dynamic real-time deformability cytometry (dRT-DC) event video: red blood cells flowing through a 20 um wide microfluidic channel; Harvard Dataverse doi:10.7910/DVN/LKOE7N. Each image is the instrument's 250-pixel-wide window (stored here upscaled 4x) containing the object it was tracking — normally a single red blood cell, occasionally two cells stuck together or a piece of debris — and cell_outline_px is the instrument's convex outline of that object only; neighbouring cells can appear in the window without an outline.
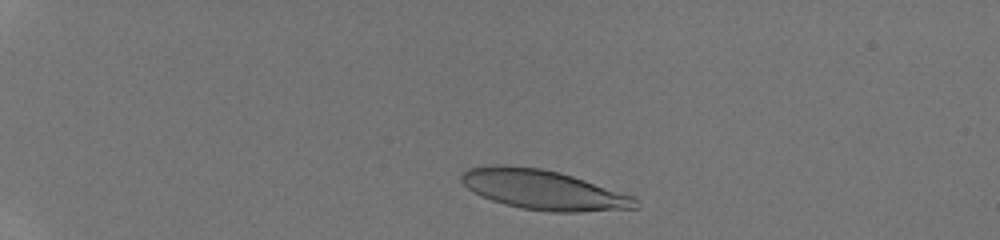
{"species": "human", "species_latin": "Homo sapiens", "temperature_condition": "room temperature", "stored_images_in_passage": 35, "camera_frame_rate_fps": 3000, "um_per_image_px": 0.085, "donor": {"sex": "male"}, "frame": {"image": 1, "passage_image": 4, "time_ms": 1.0, "image_size_px": [1000, 240], "cell_outline_px": [[640, 208], [580, 212], [548, 212], [520, 208], [504, 204], [492, 200], [468, 188], [460, 180], [460, 176], [468, 168], [492, 164], [504, 164], [540, 168], [560, 172], [636, 196]], "centroid_in_image_um": [46.23, 16.13], "position_along_channel_um": 38.8, "area_um2": 40.58}}
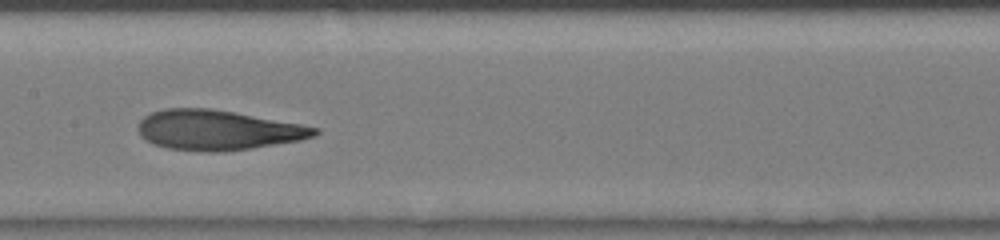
{"frame": {"image": 2, "passage_image": 19, "time_ms": 6.0, "image_size_px": [1000, 240], "cell_outline_px": [[320, 132], [316, 136], [300, 140], [252, 148], [224, 152], [208, 152], [168, 148], [152, 144], [144, 140], [140, 136], [136, 128], [140, 120], [144, 116], [152, 112], [164, 108], [212, 108], [236, 112], [300, 124], [320, 128]], "centroid_in_image_um": [18.48, 11.05], "position_along_channel_um": 188.9, "area_um2": 41.5}}
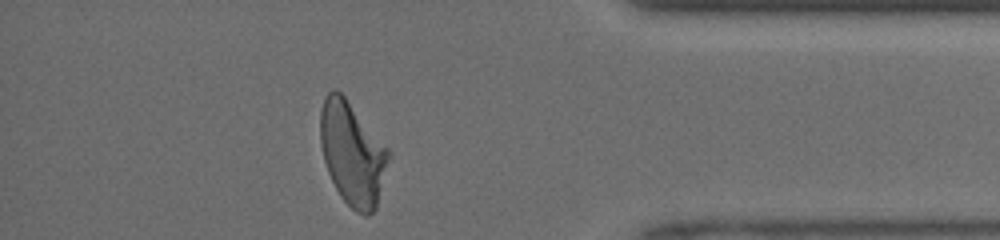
{"frame": {"image": 3, "passage_image": 34, "time_ms": 11.0, "image_size_px": [1000, 240], "cell_outline_px": [[392, 156], [376, 208], [368, 216], [364, 216], [356, 212], [340, 196], [328, 172], [324, 160], [320, 144], [320, 112], [324, 96], [332, 88], [336, 88], [344, 96], [392, 152]], "centroid_in_image_um": [29.97, 13.05], "position_along_channel_um": 405.2, "area_um2": 41.44}}